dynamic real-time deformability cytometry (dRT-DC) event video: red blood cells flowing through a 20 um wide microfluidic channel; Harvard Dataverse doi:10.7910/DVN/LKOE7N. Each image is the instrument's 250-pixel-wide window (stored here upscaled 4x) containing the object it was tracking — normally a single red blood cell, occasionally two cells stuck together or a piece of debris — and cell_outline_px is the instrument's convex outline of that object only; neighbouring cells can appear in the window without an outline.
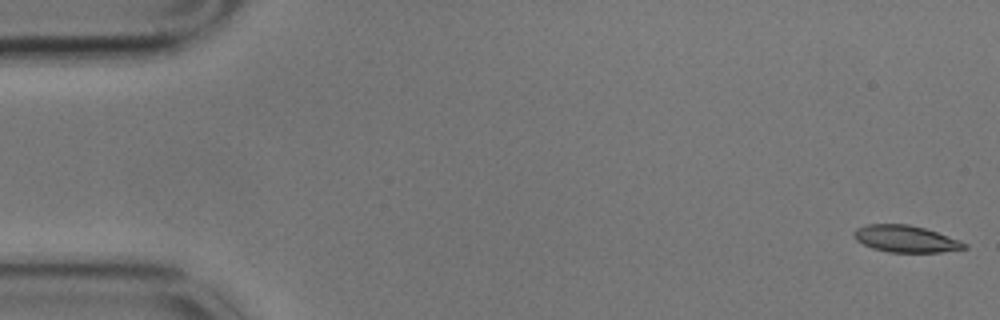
{"species": "common noctule bat (a hibernating species)", "species_latin": "Nyctalus noctula", "temperature_condition": "cold", "stored_images_in_passage": 58, "camera_frame_rate_fps": 3000, "um_per_image_px": 0.085, "animal": {"sex": "male", "body_mass_g": 17.9}, "frame": {"image": 1, "passage_image": 1, "time_ms": 0.0, "image_size_px": [1000, 320], "cell_outline_px": [[968, 248], [940, 252], [888, 252], [872, 248], [856, 240], [852, 236], [852, 232], [856, 228], [868, 224], [908, 224], [924, 228], [960, 240], [968, 244]], "centroid_in_image_um": [76.97, 20.3], "position_along_channel_um": 8.0, "area_um2": 17.28}}
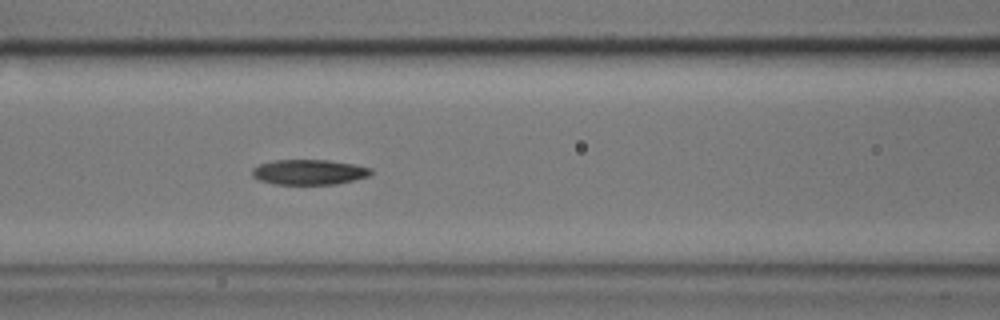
{"frame": {"image": 2, "passage_image": 24, "time_ms": 7.667, "image_size_px": [1000, 320], "cell_outline_px": [[372, 172], [368, 176], [336, 184], [272, 184], [260, 180], [252, 176], [252, 168], [260, 164], [272, 160], [328, 160], [356, 164], [372, 168]], "centroid_in_image_um": [26.26, 14.62], "position_along_channel_um": 140.3, "area_um2": 17.46}}
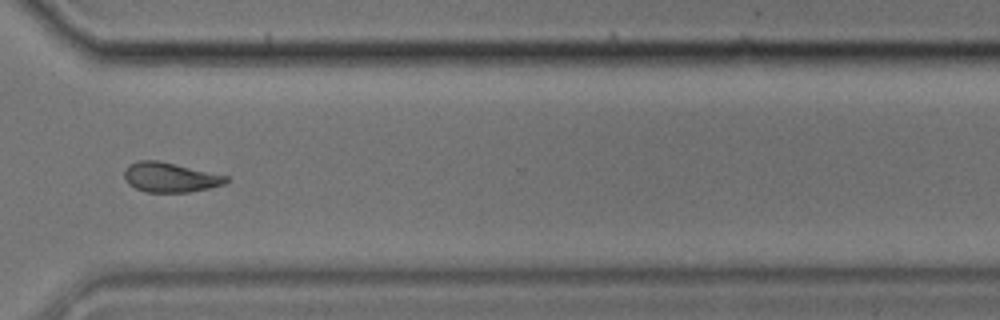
{"frame": {"image": 3, "passage_image": 43, "time_ms": 14.0, "image_size_px": [1000, 320], "cell_outline_px": [[228, 180], [224, 184], [208, 188], [188, 192], [148, 192], [136, 188], [128, 184], [124, 180], [124, 172], [128, 164], [140, 160], [160, 160], [228, 176]], "centroid_in_image_um": [14.43, 15.06], "position_along_channel_um": 356.2, "area_um2": 17.63}, "authors_computed_cell_mechanics": {"area_um2": 17.9758, "velocity_mm_per_s": 3.4092, "shape_relaxation_time_tau1_ms": 8.1051, "shape_relaxation_time_tau2_ms": 2.7283, "deformation_change_tau1": 0.1793, "deformation_change_tau2": 0.0849}}